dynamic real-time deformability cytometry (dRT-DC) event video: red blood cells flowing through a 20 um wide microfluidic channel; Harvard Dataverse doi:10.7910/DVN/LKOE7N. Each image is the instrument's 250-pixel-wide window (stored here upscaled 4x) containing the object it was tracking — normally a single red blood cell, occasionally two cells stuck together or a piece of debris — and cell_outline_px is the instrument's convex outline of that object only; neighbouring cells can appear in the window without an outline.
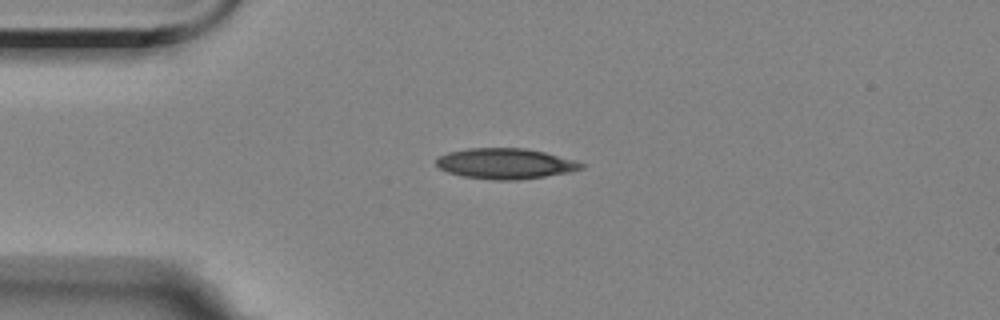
{"species": "Egyptian fruit bat (a non-hibernating species)", "species_latin": "Rousettus aegyptiacus", "temperature_condition": "room temperature", "stored_images_in_passage": 2, "camera_frame_rate_fps": 3000, "um_per_image_px": 0.085, "animal": {"sex": "female"}, "frame": {"image": 1, "passage_image": 1, "time_ms": 0.0, "image_size_px": [1000, 320], "cell_outline_px": [[584, 168], [572, 172], [516, 180], [492, 180], [460, 176], [448, 172], [440, 168], [436, 164], [436, 160], [440, 156], [448, 152], [468, 148], [524, 148], [544, 152], [576, 160], [584, 164]], "centroid_in_image_um": [42.97, 13.91], "position_along_channel_um": 42.0, "area_um2": 25.89}}